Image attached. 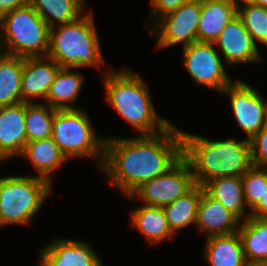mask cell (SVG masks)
Segmentation results:
<instances>
[{
    "mask_svg": "<svg viewBox=\"0 0 267 266\" xmlns=\"http://www.w3.org/2000/svg\"><path fill=\"white\" fill-rule=\"evenodd\" d=\"M41 266H102L88 243L55 240L41 250Z\"/></svg>",
    "mask_w": 267,
    "mask_h": 266,
    "instance_id": "15",
    "label": "cell"
},
{
    "mask_svg": "<svg viewBox=\"0 0 267 266\" xmlns=\"http://www.w3.org/2000/svg\"><path fill=\"white\" fill-rule=\"evenodd\" d=\"M50 28L47 56L60 67L79 68L104 62L92 14Z\"/></svg>",
    "mask_w": 267,
    "mask_h": 266,
    "instance_id": "4",
    "label": "cell"
},
{
    "mask_svg": "<svg viewBox=\"0 0 267 266\" xmlns=\"http://www.w3.org/2000/svg\"><path fill=\"white\" fill-rule=\"evenodd\" d=\"M238 228L245 259L267 262V218L248 216Z\"/></svg>",
    "mask_w": 267,
    "mask_h": 266,
    "instance_id": "23",
    "label": "cell"
},
{
    "mask_svg": "<svg viewBox=\"0 0 267 266\" xmlns=\"http://www.w3.org/2000/svg\"><path fill=\"white\" fill-rule=\"evenodd\" d=\"M245 3H252L254 2L255 0H243Z\"/></svg>",
    "mask_w": 267,
    "mask_h": 266,
    "instance_id": "36",
    "label": "cell"
},
{
    "mask_svg": "<svg viewBox=\"0 0 267 266\" xmlns=\"http://www.w3.org/2000/svg\"><path fill=\"white\" fill-rule=\"evenodd\" d=\"M267 218V190L259 203L252 209L251 214L247 217Z\"/></svg>",
    "mask_w": 267,
    "mask_h": 266,
    "instance_id": "32",
    "label": "cell"
},
{
    "mask_svg": "<svg viewBox=\"0 0 267 266\" xmlns=\"http://www.w3.org/2000/svg\"><path fill=\"white\" fill-rule=\"evenodd\" d=\"M5 158L0 154V161L4 160Z\"/></svg>",
    "mask_w": 267,
    "mask_h": 266,
    "instance_id": "37",
    "label": "cell"
},
{
    "mask_svg": "<svg viewBox=\"0 0 267 266\" xmlns=\"http://www.w3.org/2000/svg\"><path fill=\"white\" fill-rule=\"evenodd\" d=\"M1 28L5 31L4 38ZM49 38L50 27L29 3L0 16L1 53L23 58L45 57L49 50ZM3 41L7 42V52H3Z\"/></svg>",
    "mask_w": 267,
    "mask_h": 266,
    "instance_id": "5",
    "label": "cell"
},
{
    "mask_svg": "<svg viewBox=\"0 0 267 266\" xmlns=\"http://www.w3.org/2000/svg\"><path fill=\"white\" fill-rule=\"evenodd\" d=\"M214 44L220 46L228 64L261 61L254 43L242 20L235 16L221 31Z\"/></svg>",
    "mask_w": 267,
    "mask_h": 266,
    "instance_id": "12",
    "label": "cell"
},
{
    "mask_svg": "<svg viewBox=\"0 0 267 266\" xmlns=\"http://www.w3.org/2000/svg\"><path fill=\"white\" fill-rule=\"evenodd\" d=\"M181 158L182 134L171 125L156 135L105 140L101 166L114 187L129 196L143 182L165 174Z\"/></svg>",
    "mask_w": 267,
    "mask_h": 266,
    "instance_id": "1",
    "label": "cell"
},
{
    "mask_svg": "<svg viewBox=\"0 0 267 266\" xmlns=\"http://www.w3.org/2000/svg\"><path fill=\"white\" fill-rule=\"evenodd\" d=\"M254 3L267 8V0H255Z\"/></svg>",
    "mask_w": 267,
    "mask_h": 266,
    "instance_id": "35",
    "label": "cell"
},
{
    "mask_svg": "<svg viewBox=\"0 0 267 266\" xmlns=\"http://www.w3.org/2000/svg\"><path fill=\"white\" fill-rule=\"evenodd\" d=\"M50 63L43 62V56L25 57L21 75V99L30 103L28 97H43L46 100L54 78L61 68L53 59L46 56Z\"/></svg>",
    "mask_w": 267,
    "mask_h": 266,
    "instance_id": "14",
    "label": "cell"
},
{
    "mask_svg": "<svg viewBox=\"0 0 267 266\" xmlns=\"http://www.w3.org/2000/svg\"><path fill=\"white\" fill-rule=\"evenodd\" d=\"M54 114L55 109L50 106L25 103L27 142L51 137Z\"/></svg>",
    "mask_w": 267,
    "mask_h": 266,
    "instance_id": "27",
    "label": "cell"
},
{
    "mask_svg": "<svg viewBox=\"0 0 267 266\" xmlns=\"http://www.w3.org/2000/svg\"><path fill=\"white\" fill-rule=\"evenodd\" d=\"M51 183L39 177L0 178V226L27 224L50 194Z\"/></svg>",
    "mask_w": 267,
    "mask_h": 266,
    "instance_id": "6",
    "label": "cell"
},
{
    "mask_svg": "<svg viewBox=\"0 0 267 266\" xmlns=\"http://www.w3.org/2000/svg\"><path fill=\"white\" fill-rule=\"evenodd\" d=\"M51 138L65 157L104 158L105 140L98 139L84 111L78 109L56 110ZM100 151V152H99Z\"/></svg>",
    "mask_w": 267,
    "mask_h": 266,
    "instance_id": "7",
    "label": "cell"
},
{
    "mask_svg": "<svg viewBox=\"0 0 267 266\" xmlns=\"http://www.w3.org/2000/svg\"><path fill=\"white\" fill-rule=\"evenodd\" d=\"M104 82L108 102L143 135H156L171 126L169 121L156 117L148 86L137 74L125 70L108 72Z\"/></svg>",
    "mask_w": 267,
    "mask_h": 266,
    "instance_id": "3",
    "label": "cell"
},
{
    "mask_svg": "<svg viewBox=\"0 0 267 266\" xmlns=\"http://www.w3.org/2000/svg\"><path fill=\"white\" fill-rule=\"evenodd\" d=\"M29 3V0H0V16Z\"/></svg>",
    "mask_w": 267,
    "mask_h": 266,
    "instance_id": "33",
    "label": "cell"
},
{
    "mask_svg": "<svg viewBox=\"0 0 267 266\" xmlns=\"http://www.w3.org/2000/svg\"><path fill=\"white\" fill-rule=\"evenodd\" d=\"M245 204L253 209L267 190V168L252 166L243 176Z\"/></svg>",
    "mask_w": 267,
    "mask_h": 266,
    "instance_id": "29",
    "label": "cell"
},
{
    "mask_svg": "<svg viewBox=\"0 0 267 266\" xmlns=\"http://www.w3.org/2000/svg\"><path fill=\"white\" fill-rule=\"evenodd\" d=\"M26 143L25 102L0 107V154L21 155Z\"/></svg>",
    "mask_w": 267,
    "mask_h": 266,
    "instance_id": "13",
    "label": "cell"
},
{
    "mask_svg": "<svg viewBox=\"0 0 267 266\" xmlns=\"http://www.w3.org/2000/svg\"><path fill=\"white\" fill-rule=\"evenodd\" d=\"M203 191V186L196 184L184 196L163 207L167 222L173 233L191 223H196L198 206Z\"/></svg>",
    "mask_w": 267,
    "mask_h": 266,
    "instance_id": "24",
    "label": "cell"
},
{
    "mask_svg": "<svg viewBox=\"0 0 267 266\" xmlns=\"http://www.w3.org/2000/svg\"><path fill=\"white\" fill-rule=\"evenodd\" d=\"M201 16V1L190 0L159 19L158 47L181 43L184 46L197 41V25ZM162 20V21H161Z\"/></svg>",
    "mask_w": 267,
    "mask_h": 266,
    "instance_id": "11",
    "label": "cell"
},
{
    "mask_svg": "<svg viewBox=\"0 0 267 266\" xmlns=\"http://www.w3.org/2000/svg\"><path fill=\"white\" fill-rule=\"evenodd\" d=\"M203 188L238 219L243 216L245 199L241 176L215 178L206 182Z\"/></svg>",
    "mask_w": 267,
    "mask_h": 266,
    "instance_id": "19",
    "label": "cell"
},
{
    "mask_svg": "<svg viewBox=\"0 0 267 266\" xmlns=\"http://www.w3.org/2000/svg\"><path fill=\"white\" fill-rule=\"evenodd\" d=\"M236 15L237 5L233 0L201 1L197 41L214 43L221 31Z\"/></svg>",
    "mask_w": 267,
    "mask_h": 266,
    "instance_id": "16",
    "label": "cell"
},
{
    "mask_svg": "<svg viewBox=\"0 0 267 266\" xmlns=\"http://www.w3.org/2000/svg\"><path fill=\"white\" fill-rule=\"evenodd\" d=\"M204 256L211 266H242L245 256L239 233L207 237Z\"/></svg>",
    "mask_w": 267,
    "mask_h": 266,
    "instance_id": "18",
    "label": "cell"
},
{
    "mask_svg": "<svg viewBox=\"0 0 267 266\" xmlns=\"http://www.w3.org/2000/svg\"><path fill=\"white\" fill-rule=\"evenodd\" d=\"M69 69V67H61L51 84L45 101L53 109H77L68 103H72L80 93L83 77Z\"/></svg>",
    "mask_w": 267,
    "mask_h": 266,
    "instance_id": "22",
    "label": "cell"
},
{
    "mask_svg": "<svg viewBox=\"0 0 267 266\" xmlns=\"http://www.w3.org/2000/svg\"><path fill=\"white\" fill-rule=\"evenodd\" d=\"M222 92L230 95L231 106L238 125L251 139L267 124V102L251 86L236 81Z\"/></svg>",
    "mask_w": 267,
    "mask_h": 266,
    "instance_id": "10",
    "label": "cell"
},
{
    "mask_svg": "<svg viewBox=\"0 0 267 266\" xmlns=\"http://www.w3.org/2000/svg\"><path fill=\"white\" fill-rule=\"evenodd\" d=\"M21 156L29 158L40 177L50 183V174L68 160L51 137L27 142Z\"/></svg>",
    "mask_w": 267,
    "mask_h": 266,
    "instance_id": "20",
    "label": "cell"
},
{
    "mask_svg": "<svg viewBox=\"0 0 267 266\" xmlns=\"http://www.w3.org/2000/svg\"><path fill=\"white\" fill-rule=\"evenodd\" d=\"M200 1H204V0H200ZM234 1V3H236V5L238 6L239 4L237 3V1H235V0H233Z\"/></svg>",
    "mask_w": 267,
    "mask_h": 266,
    "instance_id": "38",
    "label": "cell"
},
{
    "mask_svg": "<svg viewBox=\"0 0 267 266\" xmlns=\"http://www.w3.org/2000/svg\"><path fill=\"white\" fill-rule=\"evenodd\" d=\"M189 1L190 0H152V5L154 6V8L152 9V14H160L159 17H163L164 15L175 11L181 5Z\"/></svg>",
    "mask_w": 267,
    "mask_h": 266,
    "instance_id": "31",
    "label": "cell"
},
{
    "mask_svg": "<svg viewBox=\"0 0 267 266\" xmlns=\"http://www.w3.org/2000/svg\"><path fill=\"white\" fill-rule=\"evenodd\" d=\"M238 221L233 213L203 191L195 223L200 231L209 232L207 237L233 234L238 232Z\"/></svg>",
    "mask_w": 267,
    "mask_h": 266,
    "instance_id": "17",
    "label": "cell"
},
{
    "mask_svg": "<svg viewBox=\"0 0 267 266\" xmlns=\"http://www.w3.org/2000/svg\"><path fill=\"white\" fill-rule=\"evenodd\" d=\"M242 266H267V262L245 259Z\"/></svg>",
    "mask_w": 267,
    "mask_h": 266,
    "instance_id": "34",
    "label": "cell"
},
{
    "mask_svg": "<svg viewBox=\"0 0 267 266\" xmlns=\"http://www.w3.org/2000/svg\"><path fill=\"white\" fill-rule=\"evenodd\" d=\"M132 225L141 231L151 244L174 234L167 222L163 207L144 205L132 212Z\"/></svg>",
    "mask_w": 267,
    "mask_h": 266,
    "instance_id": "25",
    "label": "cell"
},
{
    "mask_svg": "<svg viewBox=\"0 0 267 266\" xmlns=\"http://www.w3.org/2000/svg\"><path fill=\"white\" fill-rule=\"evenodd\" d=\"M23 66V57L0 52V107L22 102L21 75Z\"/></svg>",
    "mask_w": 267,
    "mask_h": 266,
    "instance_id": "21",
    "label": "cell"
},
{
    "mask_svg": "<svg viewBox=\"0 0 267 266\" xmlns=\"http://www.w3.org/2000/svg\"><path fill=\"white\" fill-rule=\"evenodd\" d=\"M250 144L252 165L267 168V124L250 139Z\"/></svg>",
    "mask_w": 267,
    "mask_h": 266,
    "instance_id": "30",
    "label": "cell"
},
{
    "mask_svg": "<svg viewBox=\"0 0 267 266\" xmlns=\"http://www.w3.org/2000/svg\"><path fill=\"white\" fill-rule=\"evenodd\" d=\"M84 2V0H29V4L50 28L55 27V19L59 25L79 19Z\"/></svg>",
    "mask_w": 267,
    "mask_h": 266,
    "instance_id": "26",
    "label": "cell"
},
{
    "mask_svg": "<svg viewBox=\"0 0 267 266\" xmlns=\"http://www.w3.org/2000/svg\"><path fill=\"white\" fill-rule=\"evenodd\" d=\"M182 157L189 163L194 181L206 182L227 176H243L253 165L250 139L210 141L198 135L182 132Z\"/></svg>",
    "mask_w": 267,
    "mask_h": 266,
    "instance_id": "2",
    "label": "cell"
},
{
    "mask_svg": "<svg viewBox=\"0 0 267 266\" xmlns=\"http://www.w3.org/2000/svg\"><path fill=\"white\" fill-rule=\"evenodd\" d=\"M196 185L189 163L182 157L165 174L143 182L128 197L137 194L148 206L164 207Z\"/></svg>",
    "mask_w": 267,
    "mask_h": 266,
    "instance_id": "8",
    "label": "cell"
},
{
    "mask_svg": "<svg viewBox=\"0 0 267 266\" xmlns=\"http://www.w3.org/2000/svg\"><path fill=\"white\" fill-rule=\"evenodd\" d=\"M245 7L237 6V15L252 37L267 46V8L252 3H245Z\"/></svg>",
    "mask_w": 267,
    "mask_h": 266,
    "instance_id": "28",
    "label": "cell"
},
{
    "mask_svg": "<svg viewBox=\"0 0 267 266\" xmlns=\"http://www.w3.org/2000/svg\"><path fill=\"white\" fill-rule=\"evenodd\" d=\"M212 42L196 41L184 46V65L196 83L223 91L231 84Z\"/></svg>",
    "mask_w": 267,
    "mask_h": 266,
    "instance_id": "9",
    "label": "cell"
}]
</instances>
